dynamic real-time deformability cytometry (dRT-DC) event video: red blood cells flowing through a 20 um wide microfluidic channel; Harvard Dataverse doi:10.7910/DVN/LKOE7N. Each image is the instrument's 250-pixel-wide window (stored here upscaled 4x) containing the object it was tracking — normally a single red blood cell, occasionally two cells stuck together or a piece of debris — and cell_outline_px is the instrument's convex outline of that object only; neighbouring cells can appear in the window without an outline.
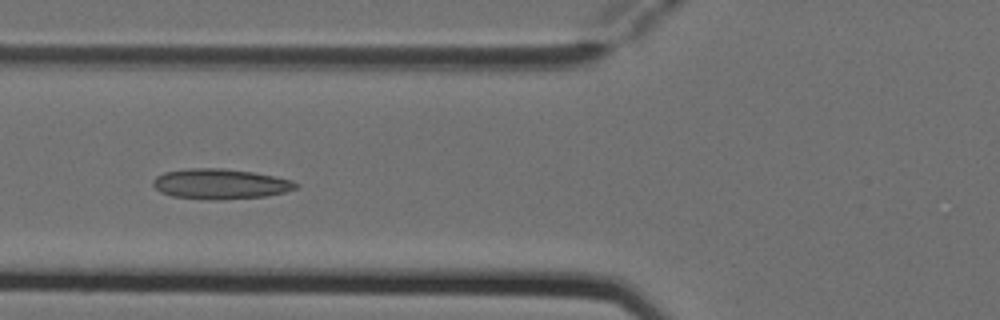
{"species": "Egyptian fruit bat (a non-hibernating species)", "species_latin": "Rousettus aegyptiacus", "temperature_condition": "cold", "stored_images_in_passage": 6, "camera_frame_rate_fps": 3000, "um_per_image_px": 0.085, "animal": {"sex": "female"}, "frame": {"image": 1, "passage_image": 6, "time_ms": 1.667, "image_size_px": [1000, 320], "cell_outline_px": [[300, 184], [296, 188], [284, 192], [264, 196], [216, 200], [208, 200], [172, 196], [160, 192], [152, 184], [152, 180], [156, 176], [164, 172], [188, 168], [224, 168], [252, 172], [292, 180]], "centroid_in_image_um": [18.68, 15.63], "position_along_channel_um": 107.1, "area_um2": 25.14}}